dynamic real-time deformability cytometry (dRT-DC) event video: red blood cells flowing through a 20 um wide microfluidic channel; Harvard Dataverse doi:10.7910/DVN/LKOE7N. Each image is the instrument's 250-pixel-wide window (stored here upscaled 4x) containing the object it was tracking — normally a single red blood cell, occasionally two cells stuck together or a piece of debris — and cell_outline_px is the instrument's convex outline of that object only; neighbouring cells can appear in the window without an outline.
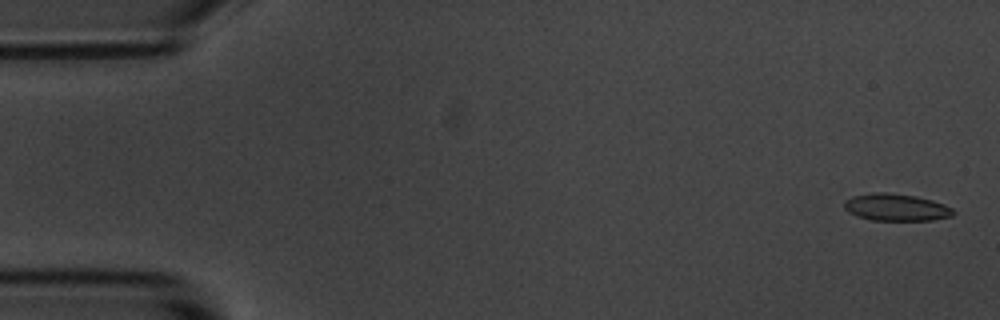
{"species": "common noctule bat (a hibernating species)", "species_latin": "Nyctalus noctula", "temperature_condition": "room temperature", "stored_images_in_passage": 55, "camera_frame_rate_fps": 3000, "um_per_image_px": 0.085, "animal": {"sex": "male", "body_mass_g": 20.1, "forearm_length_mm": 53.5}, "frame": {"image": 1, "passage_image": 2, "time_ms": 0.333, "image_size_px": [1000, 320], "cell_outline_px": [[956, 212], [952, 216], [932, 220], [872, 220], [856, 216], [848, 212], [844, 208], [844, 200], [852, 196], [872, 192], [884, 192], [916, 196], [932, 200], [944, 204], [952, 208]], "centroid_in_image_um": [76.15, 17.62], "position_along_channel_um": 8.8, "area_um2": 17.34}}
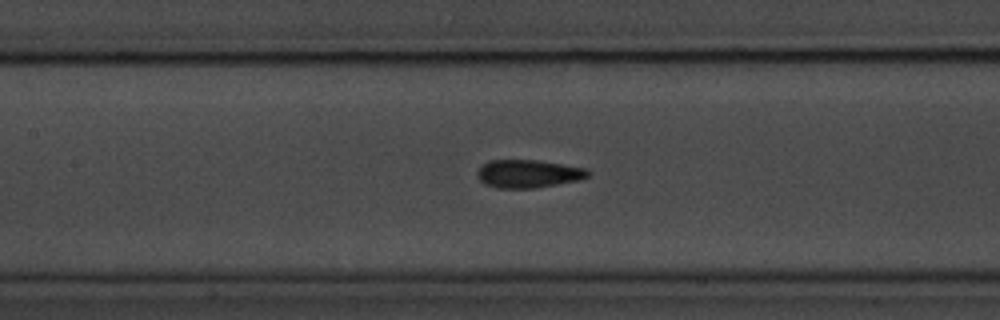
{"frame": {"image": 2, "passage_image": 25, "time_ms": 8.0, "image_size_px": [1000, 320], "cell_outline_px": [[592, 172], [588, 176], [580, 180], [536, 188], [496, 188], [484, 184], [476, 176], [476, 172], [488, 160], [536, 160], [588, 168]], "centroid_in_image_um": [44.92, 14.77], "position_along_channel_um": 162.5, "area_um2": 18.26}}
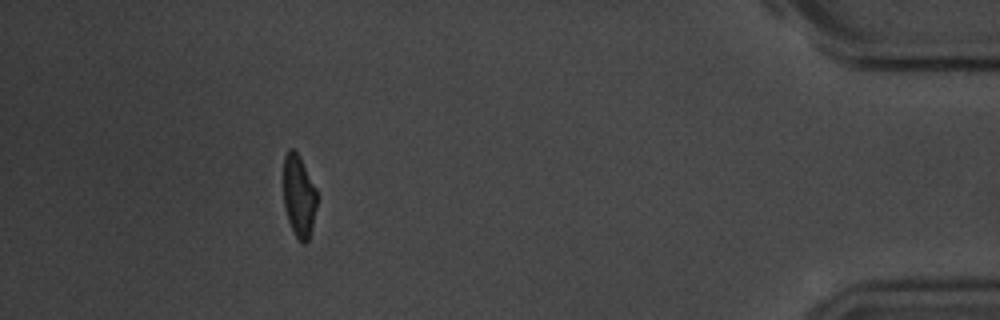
{"frame": {"image": 3, "passage_image": 50, "time_ms": 16.333, "image_size_px": [1000, 320], "cell_outline_px": [[316, 208], [312, 228], [308, 240], [304, 244], [296, 236], [288, 220], [284, 208], [284, 156], [288, 148], [292, 148], [300, 156], [316, 188]], "centroid_in_image_um": [25.4, 16.63], "position_along_channel_um": 409.8, "area_um2": 15.95}, "authors_computed_cell_mechanics": {"area_um2": 17.5134, "velocity_mm_per_s": 3.662, "shape_relaxation_time_tau1_ms": 3.7452, "shape_relaxation_time_tau2_ms": 1.1792, "deformation_change_tau1": 0.1334, "deformation_change_tau2": 0.0631}}